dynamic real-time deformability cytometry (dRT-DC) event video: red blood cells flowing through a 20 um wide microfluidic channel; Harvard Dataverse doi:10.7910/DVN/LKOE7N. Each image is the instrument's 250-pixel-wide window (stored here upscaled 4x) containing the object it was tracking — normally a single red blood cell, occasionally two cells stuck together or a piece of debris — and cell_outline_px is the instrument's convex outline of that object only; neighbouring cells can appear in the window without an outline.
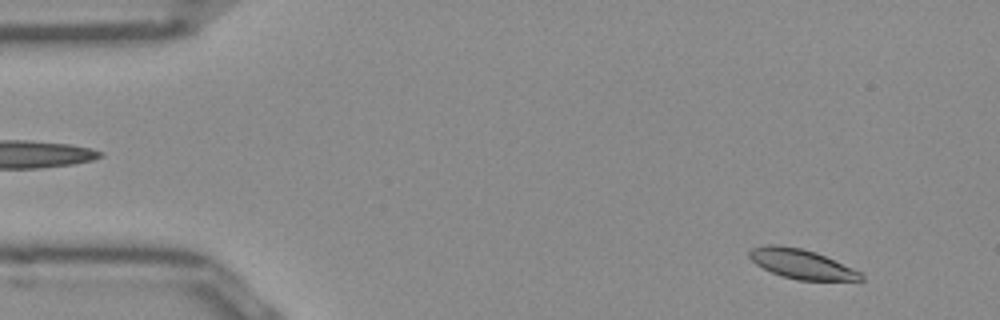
{"species": "Egyptian fruit bat (a non-hibernating species)", "species_latin": "Rousettus aegyptiacus", "temperature_condition": "room temperature", "stored_images_in_passage": 51, "camera_frame_rate_fps": 3000, "um_per_image_px": 0.085, "frame": {"image": 1, "passage_image": 4, "time_ms": 1.0, "image_size_px": [1000, 320], "cell_outline_px": [[864, 280], [796, 280], [772, 272], [756, 264], [748, 256], [748, 252], [752, 248], [764, 244], [780, 244], [800, 248], [816, 252], [852, 268], [860, 272], [864, 276]], "centroid_in_image_um": [68.1, 22.42], "position_along_channel_um": 16.9, "area_um2": 19.07}}
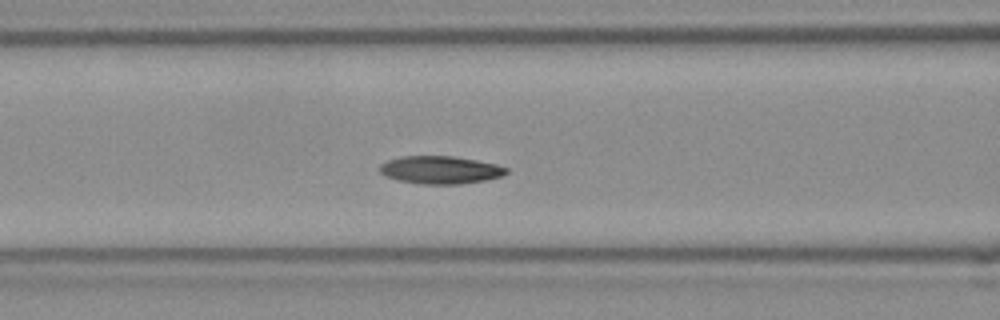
{"frame": {"image": 2, "passage_image": 20, "time_ms": 6.333, "image_size_px": [1000, 320], "cell_outline_px": [[508, 172], [500, 176], [484, 180], [460, 184], [420, 184], [396, 180], [384, 176], [380, 172], [380, 164], [388, 160], [404, 156], [452, 156], [476, 160], [496, 164], [508, 168]], "centroid_in_image_um": [37.39, 14.44], "position_along_channel_um": 129.2, "area_um2": 20.46}}
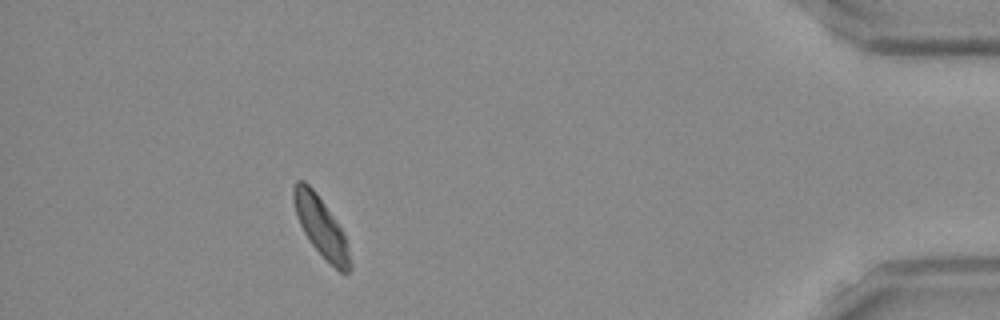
{"frame": {"image": 3, "passage_image": 46, "time_ms": 15.0, "image_size_px": [1000, 320], "cell_outline_px": [[352, 268], [344, 276], [312, 244], [304, 232], [296, 216], [292, 200], [292, 188], [296, 180], [304, 180], [316, 192], [344, 232], [352, 264]], "centroid_in_image_um": [27.28, 19.25], "position_along_channel_um": 407.9, "area_um2": 19.48}, "authors_computed_cell_mechanics": {"area_um2": 19.8832, "velocity_mm_per_s": 3.894, "shape_relaxation_time_tau1_ms": 2.1569, "shape_relaxation_time_tau2_ms": null, "deformation_change_tau1": 0.1077, "deformation_change_tau2": null}}